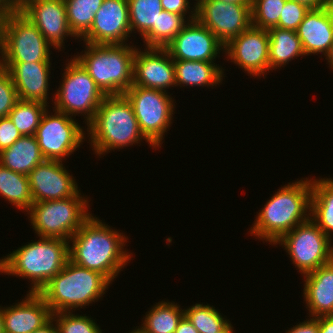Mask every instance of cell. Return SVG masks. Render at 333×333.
Segmentation results:
<instances>
[{
  "label": "cell",
  "mask_w": 333,
  "mask_h": 333,
  "mask_svg": "<svg viewBox=\"0 0 333 333\" xmlns=\"http://www.w3.org/2000/svg\"><path fill=\"white\" fill-rule=\"evenodd\" d=\"M48 107L38 101L18 100L8 116L22 136L35 135Z\"/></svg>",
  "instance_id": "32"
},
{
  "label": "cell",
  "mask_w": 333,
  "mask_h": 333,
  "mask_svg": "<svg viewBox=\"0 0 333 333\" xmlns=\"http://www.w3.org/2000/svg\"><path fill=\"white\" fill-rule=\"evenodd\" d=\"M63 164L62 161L45 160L28 174L33 202L61 200L80 191L75 178Z\"/></svg>",
  "instance_id": "18"
},
{
  "label": "cell",
  "mask_w": 333,
  "mask_h": 333,
  "mask_svg": "<svg viewBox=\"0 0 333 333\" xmlns=\"http://www.w3.org/2000/svg\"><path fill=\"white\" fill-rule=\"evenodd\" d=\"M328 9L330 10L332 17H333V0L329 1Z\"/></svg>",
  "instance_id": "51"
},
{
  "label": "cell",
  "mask_w": 333,
  "mask_h": 333,
  "mask_svg": "<svg viewBox=\"0 0 333 333\" xmlns=\"http://www.w3.org/2000/svg\"><path fill=\"white\" fill-rule=\"evenodd\" d=\"M20 12L58 51L67 37H75L69 28L64 0H23Z\"/></svg>",
  "instance_id": "17"
},
{
  "label": "cell",
  "mask_w": 333,
  "mask_h": 333,
  "mask_svg": "<svg viewBox=\"0 0 333 333\" xmlns=\"http://www.w3.org/2000/svg\"><path fill=\"white\" fill-rule=\"evenodd\" d=\"M269 32V70L284 67L289 61L305 56L296 31L272 27Z\"/></svg>",
  "instance_id": "28"
},
{
  "label": "cell",
  "mask_w": 333,
  "mask_h": 333,
  "mask_svg": "<svg viewBox=\"0 0 333 333\" xmlns=\"http://www.w3.org/2000/svg\"><path fill=\"white\" fill-rule=\"evenodd\" d=\"M225 3H235L240 5H251V0H221Z\"/></svg>",
  "instance_id": "48"
},
{
  "label": "cell",
  "mask_w": 333,
  "mask_h": 333,
  "mask_svg": "<svg viewBox=\"0 0 333 333\" xmlns=\"http://www.w3.org/2000/svg\"><path fill=\"white\" fill-rule=\"evenodd\" d=\"M146 313L138 327L143 333H174L184 316V309L175 302L161 301Z\"/></svg>",
  "instance_id": "29"
},
{
  "label": "cell",
  "mask_w": 333,
  "mask_h": 333,
  "mask_svg": "<svg viewBox=\"0 0 333 333\" xmlns=\"http://www.w3.org/2000/svg\"><path fill=\"white\" fill-rule=\"evenodd\" d=\"M325 60H327V62H328L327 64H329V67L333 71V44L331 46L329 53L326 55Z\"/></svg>",
  "instance_id": "47"
},
{
  "label": "cell",
  "mask_w": 333,
  "mask_h": 333,
  "mask_svg": "<svg viewBox=\"0 0 333 333\" xmlns=\"http://www.w3.org/2000/svg\"><path fill=\"white\" fill-rule=\"evenodd\" d=\"M317 319L319 333H333V315L319 316Z\"/></svg>",
  "instance_id": "43"
},
{
  "label": "cell",
  "mask_w": 333,
  "mask_h": 333,
  "mask_svg": "<svg viewBox=\"0 0 333 333\" xmlns=\"http://www.w3.org/2000/svg\"><path fill=\"white\" fill-rule=\"evenodd\" d=\"M196 19L226 46L252 25L251 5L195 0Z\"/></svg>",
  "instance_id": "13"
},
{
  "label": "cell",
  "mask_w": 333,
  "mask_h": 333,
  "mask_svg": "<svg viewBox=\"0 0 333 333\" xmlns=\"http://www.w3.org/2000/svg\"><path fill=\"white\" fill-rule=\"evenodd\" d=\"M44 158L35 135L21 136L12 146L0 152V164L28 176Z\"/></svg>",
  "instance_id": "24"
},
{
  "label": "cell",
  "mask_w": 333,
  "mask_h": 333,
  "mask_svg": "<svg viewBox=\"0 0 333 333\" xmlns=\"http://www.w3.org/2000/svg\"><path fill=\"white\" fill-rule=\"evenodd\" d=\"M103 1L64 0L68 25L75 39H81L90 30L95 13L100 9Z\"/></svg>",
  "instance_id": "31"
},
{
  "label": "cell",
  "mask_w": 333,
  "mask_h": 333,
  "mask_svg": "<svg viewBox=\"0 0 333 333\" xmlns=\"http://www.w3.org/2000/svg\"><path fill=\"white\" fill-rule=\"evenodd\" d=\"M234 327L232 326L231 322L219 333H235Z\"/></svg>",
  "instance_id": "49"
},
{
  "label": "cell",
  "mask_w": 333,
  "mask_h": 333,
  "mask_svg": "<svg viewBox=\"0 0 333 333\" xmlns=\"http://www.w3.org/2000/svg\"><path fill=\"white\" fill-rule=\"evenodd\" d=\"M306 56L329 53L333 44V17L328 7L310 9L296 30Z\"/></svg>",
  "instance_id": "22"
},
{
  "label": "cell",
  "mask_w": 333,
  "mask_h": 333,
  "mask_svg": "<svg viewBox=\"0 0 333 333\" xmlns=\"http://www.w3.org/2000/svg\"><path fill=\"white\" fill-rule=\"evenodd\" d=\"M52 319L56 324L58 333H102L101 327L93 318L75 315L73 312L52 313Z\"/></svg>",
  "instance_id": "35"
},
{
  "label": "cell",
  "mask_w": 333,
  "mask_h": 333,
  "mask_svg": "<svg viewBox=\"0 0 333 333\" xmlns=\"http://www.w3.org/2000/svg\"><path fill=\"white\" fill-rule=\"evenodd\" d=\"M74 58L83 66L105 96L122 95L133 85L137 47L127 44H90Z\"/></svg>",
  "instance_id": "6"
},
{
  "label": "cell",
  "mask_w": 333,
  "mask_h": 333,
  "mask_svg": "<svg viewBox=\"0 0 333 333\" xmlns=\"http://www.w3.org/2000/svg\"><path fill=\"white\" fill-rule=\"evenodd\" d=\"M125 234L112 229L96 216H90L69 239V260L100 272L111 283L129 263L131 252L124 250Z\"/></svg>",
  "instance_id": "1"
},
{
  "label": "cell",
  "mask_w": 333,
  "mask_h": 333,
  "mask_svg": "<svg viewBox=\"0 0 333 333\" xmlns=\"http://www.w3.org/2000/svg\"><path fill=\"white\" fill-rule=\"evenodd\" d=\"M286 0H251L252 26L269 29L278 24Z\"/></svg>",
  "instance_id": "34"
},
{
  "label": "cell",
  "mask_w": 333,
  "mask_h": 333,
  "mask_svg": "<svg viewBox=\"0 0 333 333\" xmlns=\"http://www.w3.org/2000/svg\"><path fill=\"white\" fill-rule=\"evenodd\" d=\"M18 100L11 74L2 69L0 71V118L7 117Z\"/></svg>",
  "instance_id": "37"
},
{
  "label": "cell",
  "mask_w": 333,
  "mask_h": 333,
  "mask_svg": "<svg viewBox=\"0 0 333 333\" xmlns=\"http://www.w3.org/2000/svg\"><path fill=\"white\" fill-rule=\"evenodd\" d=\"M124 95L132 104L144 137L156 148L172 124L176 102L164 91L132 85ZM160 146V147H159Z\"/></svg>",
  "instance_id": "10"
},
{
  "label": "cell",
  "mask_w": 333,
  "mask_h": 333,
  "mask_svg": "<svg viewBox=\"0 0 333 333\" xmlns=\"http://www.w3.org/2000/svg\"><path fill=\"white\" fill-rule=\"evenodd\" d=\"M110 284L112 283L100 272L68 260L63 269L38 294L52 313L72 312L103 298Z\"/></svg>",
  "instance_id": "5"
},
{
  "label": "cell",
  "mask_w": 333,
  "mask_h": 333,
  "mask_svg": "<svg viewBox=\"0 0 333 333\" xmlns=\"http://www.w3.org/2000/svg\"><path fill=\"white\" fill-rule=\"evenodd\" d=\"M303 277L307 314L315 318L333 315V260Z\"/></svg>",
  "instance_id": "23"
},
{
  "label": "cell",
  "mask_w": 333,
  "mask_h": 333,
  "mask_svg": "<svg viewBox=\"0 0 333 333\" xmlns=\"http://www.w3.org/2000/svg\"><path fill=\"white\" fill-rule=\"evenodd\" d=\"M0 196L27 212L33 204L28 176L0 164Z\"/></svg>",
  "instance_id": "30"
},
{
  "label": "cell",
  "mask_w": 333,
  "mask_h": 333,
  "mask_svg": "<svg viewBox=\"0 0 333 333\" xmlns=\"http://www.w3.org/2000/svg\"><path fill=\"white\" fill-rule=\"evenodd\" d=\"M188 22L184 15L163 10L157 19V47L166 48Z\"/></svg>",
  "instance_id": "36"
},
{
  "label": "cell",
  "mask_w": 333,
  "mask_h": 333,
  "mask_svg": "<svg viewBox=\"0 0 333 333\" xmlns=\"http://www.w3.org/2000/svg\"><path fill=\"white\" fill-rule=\"evenodd\" d=\"M166 49L173 60L214 62L225 46L197 19L189 21Z\"/></svg>",
  "instance_id": "16"
},
{
  "label": "cell",
  "mask_w": 333,
  "mask_h": 333,
  "mask_svg": "<svg viewBox=\"0 0 333 333\" xmlns=\"http://www.w3.org/2000/svg\"><path fill=\"white\" fill-rule=\"evenodd\" d=\"M284 185L266 201L250 228V236L275 244L284 234L310 218L311 179Z\"/></svg>",
  "instance_id": "2"
},
{
  "label": "cell",
  "mask_w": 333,
  "mask_h": 333,
  "mask_svg": "<svg viewBox=\"0 0 333 333\" xmlns=\"http://www.w3.org/2000/svg\"><path fill=\"white\" fill-rule=\"evenodd\" d=\"M133 85L168 93L176 86L174 60L166 48L146 47L136 49ZM167 88V89H166Z\"/></svg>",
  "instance_id": "19"
},
{
  "label": "cell",
  "mask_w": 333,
  "mask_h": 333,
  "mask_svg": "<svg viewBox=\"0 0 333 333\" xmlns=\"http://www.w3.org/2000/svg\"><path fill=\"white\" fill-rule=\"evenodd\" d=\"M62 75L63 80L53 97V109L71 117L83 115L88 125L105 95L74 56L65 64Z\"/></svg>",
  "instance_id": "9"
},
{
  "label": "cell",
  "mask_w": 333,
  "mask_h": 333,
  "mask_svg": "<svg viewBox=\"0 0 333 333\" xmlns=\"http://www.w3.org/2000/svg\"><path fill=\"white\" fill-rule=\"evenodd\" d=\"M310 9H320L328 7L330 0H292Z\"/></svg>",
  "instance_id": "45"
},
{
  "label": "cell",
  "mask_w": 333,
  "mask_h": 333,
  "mask_svg": "<svg viewBox=\"0 0 333 333\" xmlns=\"http://www.w3.org/2000/svg\"><path fill=\"white\" fill-rule=\"evenodd\" d=\"M224 54L245 73L264 78L269 72L268 30L251 25L225 46Z\"/></svg>",
  "instance_id": "14"
},
{
  "label": "cell",
  "mask_w": 333,
  "mask_h": 333,
  "mask_svg": "<svg viewBox=\"0 0 333 333\" xmlns=\"http://www.w3.org/2000/svg\"><path fill=\"white\" fill-rule=\"evenodd\" d=\"M332 240L309 218L284 234L274 245L279 244L287 250L299 270L297 272L303 276L333 260Z\"/></svg>",
  "instance_id": "11"
},
{
  "label": "cell",
  "mask_w": 333,
  "mask_h": 333,
  "mask_svg": "<svg viewBox=\"0 0 333 333\" xmlns=\"http://www.w3.org/2000/svg\"><path fill=\"white\" fill-rule=\"evenodd\" d=\"M86 131L92 150L100 158L142 140L156 149L141 133L132 104L124 94L105 96Z\"/></svg>",
  "instance_id": "4"
},
{
  "label": "cell",
  "mask_w": 333,
  "mask_h": 333,
  "mask_svg": "<svg viewBox=\"0 0 333 333\" xmlns=\"http://www.w3.org/2000/svg\"><path fill=\"white\" fill-rule=\"evenodd\" d=\"M21 136L9 116L0 118V152L12 146Z\"/></svg>",
  "instance_id": "39"
},
{
  "label": "cell",
  "mask_w": 333,
  "mask_h": 333,
  "mask_svg": "<svg viewBox=\"0 0 333 333\" xmlns=\"http://www.w3.org/2000/svg\"><path fill=\"white\" fill-rule=\"evenodd\" d=\"M129 333H143L137 326L135 329H133V331L131 330V332Z\"/></svg>",
  "instance_id": "52"
},
{
  "label": "cell",
  "mask_w": 333,
  "mask_h": 333,
  "mask_svg": "<svg viewBox=\"0 0 333 333\" xmlns=\"http://www.w3.org/2000/svg\"><path fill=\"white\" fill-rule=\"evenodd\" d=\"M174 333H199L188 319L183 316Z\"/></svg>",
  "instance_id": "44"
},
{
  "label": "cell",
  "mask_w": 333,
  "mask_h": 333,
  "mask_svg": "<svg viewBox=\"0 0 333 333\" xmlns=\"http://www.w3.org/2000/svg\"><path fill=\"white\" fill-rule=\"evenodd\" d=\"M75 196L44 202H33L27 211L32 228L38 237L60 238L66 241L91 216L88 197Z\"/></svg>",
  "instance_id": "7"
},
{
  "label": "cell",
  "mask_w": 333,
  "mask_h": 333,
  "mask_svg": "<svg viewBox=\"0 0 333 333\" xmlns=\"http://www.w3.org/2000/svg\"><path fill=\"white\" fill-rule=\"evenodd\" d=\"M0 308L5 333H33L52 319L50 307L38 293H28L15 305Z\"/></svg>",
  "instance_id": "20"
},
{
  "label": "cell",
  "mask_w": 333,
  "mask_h": 333,
  "mask_svg": "<svg viewBox=\"0 0 333 333\" xmlns=\"http://www.w3.org/2000/svg\"><path fill=\"white\" fill-rule=\"evenodd\" d=\"M309 9L292 0H286L278 24L275 26L281 29L296 31Z\"/></svg>",
  "instance_id": "38"
},
{
  "label": "cell",
  "mask_w": 333,
  "mask_h": 333,
  "mask_svg": "<svg viewBox=\"0 0 333 333\" xmlns=\"http://www.w3.org/2000/svg\"><path fill=\"white\" fill-rule=\"evenodd\" d=\"M176 87L206 86L222 83L224 69L214 62L174 60Z\"/></svg>",
  "instance_id": "26"
},
{
  "label": "cell",
  "mask_w": 333,
  "mask_h": 333,
  "mask_svg": "<svg viewBox=\"0 0 333 333\" xmlns=\"http://www.w3.org/2000/svg\"><path fill=\"white\" fill-rule=\"evenodd\" d=\"M51 65V62L3 63V69L11 74L19 100L47 105Z\"/></svg>",
  "instance_id": "21"
},
{
  "label": "cell",
  "mask_w": 333,
  "mask_h": 333,
  "mask_svg": "<svg viewBox=\"0 0 333 333\" xmlns=\"http://www.w3.org/2000/svg\"><path fill=\"white\" fill-rule=\"evenodd\" d=\"M51 47L20 11L2 15L0 50L3 63L50 62Z\"/></svg>",
  "instance_id": "8"
},
{
  "label": "cell",
  "mask_w": 333,
  "mask_h": 333,
  "mask_svg": "<svg viewBox=\"0 0 333 333\" xmlns=\"http://www.w3.org/2000/svg\"><path fill=\"white\" fill-rule=\"evenodd\" d=\"M23 0H0V13L2 15L20 11Z\"/></svg>",
  "instance_id": "42"
},
{
  "label": "cell",
  "mask_w": 333,
  "mask_h": 333,
  "mask_svg": "<svg viewBox=\"0 0 333 333\" xmlns=\"http://www.w3.org/2000/svg\"><path fill=\"white\" fill-rule=\"evenodd\" d=\"M131 34L128 1L104 0L81 40L90 44H127Z\"/></svg>",
  "instance_id": "15"
},
{
  "label": "cell",
  "mask_w": 333,
  "mask_h": 333,
  "mask_svg": "<svg viewBox=\"0 0 333 333\" xmlns=\"http://www.w3.org/2000/svg\"><path fill=\"white\" fill-rule=\"evenodd\" d=\"M1 54V50H0ZM3 69L2 55H0V71Z\"/></svg>",
  "instance_id": "53"
},
{
  "label": "cell",
  "mask_w": 333,
  "mask_h": 333,
  "mask_svg": "<svg viewBox=\"0 0 333 333\" xmlns=\"http://www.w3.org/2000/svg\"><path fill=\"white\" fill-rule=\"evenodd\" d=\"M161 4L163 10L184 15L185 17L188 13H190L189 17H187L189 21L196 19V4H194V7L191 8L190 0H161ZM188 10L191 12H188Z\"/></svg>",
  "instance_id": "40"
},
{
  "label": "cell",
  "mask_w": 333,
  "mask_h": 333,
  "mask_svg": "<svg viewBox=\"0 0 333 333\" xmlns=\"http://www.w3.org/2000/svg\"><path fill=\"white\" fill-rule=\"evenodd\" d=\"M0 259V272L30 280L27 293H39L69 260V242L40 237Z\"/></svg>",
  "instance_id": "3"
},
{
  "label": "cell",
  "mask_w": 333,
  "mask_h": 333,
  "mask_svg": "<svg viewBox=\"0 0 333 333\" xmlns=\"http://www.w3.org/2000/svg\"><path fill=\"white\" fill-rule=\"evenodd\" d=\"M127 1L131 33L138 32L143 37L145 48L157 47V19L163 11L161 0Z\"/></svg>",
  "instance_id": "25"
},
{
  "label": "cell",
  "mask_w": 333,
  "mask_h": 333,
  "mask_svg": "<svg viewBox=\"0 0 333 333\" xmlns=\"http://www.w3.org/2000/svg\"><path fill=\"white\" fill-rule=\"evenodd\" d=\"M310 218L332 239L333 178H311Z\"/></svg>",
  "instance_id": "27"
},
{
  "label": "cell",
  "mask_w": 333,
  "mask_h": 333,
  "mask_svg": "<svg viewBox=\"0 0 333 333\" xmlns=\"http://www.w3.org/2000/svg\"><path fill=\"white\" fill-rule=\"evenodd\" d=\"M0 333H5V331H4V319H3L1 308H0Z\"/></svg>",
  "instance_id": "50"
},
{
  "label": "cell",
  "mask_w": 333,
  "mask_h": 333,
  "mask_svg": "<svg viewBox=\"0 0 333 333\" xmlns=\"http://www.w3.org/2000/svg\"><path fill=\"white\" fill-rule=\"evenodd\" d=\"M42 116L36 139L46 160H66L85 140L86 131L71 116L53 109ZM66 157V158H65Z\"/></svg>",
  "instance_id": "12"
},
{
  "label": "cell",
  "mask_w": 333,
  "mask_h": 333,
  "mask_svg": "<svg viewBox=\"0 0 333 333\" xmlns=\"http://www.w3.org/2000/svg\"><path fill=\"white\" fill-rule=\"evenodd\" d=\"M55 321L51 319L48 323H46L41 328L35 330L33 333H58V329L56 327V324H54Z\"/></svg>",
  "instance_id": "46"
},
{
  "label": "cell",
  "mask_w": 333,
  "mask_h": 333,
  "mask_svg": "<svg viewBox=\"0 0 333 333\" xmlns=\"http://www.w3.org/2000/svg\"><path fill=\"white\" fill-rule=\"evenodd\" d=\"M215 307L209 304L196 303L184 309V316L192 323L199 333H219L229 323Z\"/></svg>",
  "instance_id": "33"
},
{
  "label": "cell",
  "mask_w": 333,
  "mask_h": 333,
  "mask_svg": "<svg viewBox=\"0 0 333 333\" xmlns=\"http://www.w3.org/2000/svg\"><path fill=\"white\" fill-rule=\"evenodd\" d=\"M310 318V319H309ZM306 321L297 323L295 326L286 330V333H319L318 331V319L315 317H309Z\"/></svg>",
  "instance_id": "41"
}]
</instances>
